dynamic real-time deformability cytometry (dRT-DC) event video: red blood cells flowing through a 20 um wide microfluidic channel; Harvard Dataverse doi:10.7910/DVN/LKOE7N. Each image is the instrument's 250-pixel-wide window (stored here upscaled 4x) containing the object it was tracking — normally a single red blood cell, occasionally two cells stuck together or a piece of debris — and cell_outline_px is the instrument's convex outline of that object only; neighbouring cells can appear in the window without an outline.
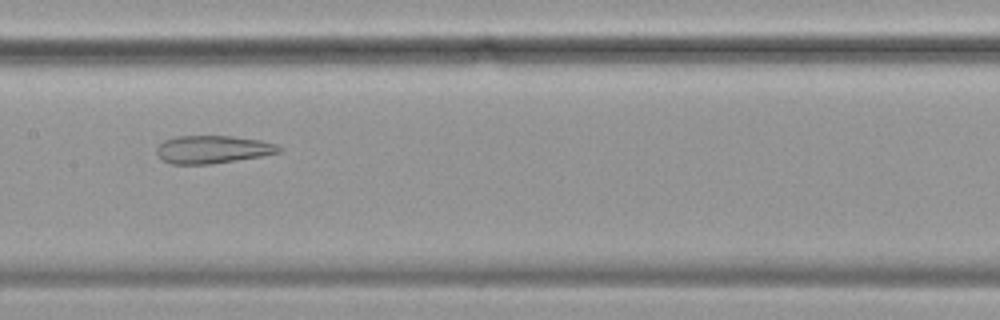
{"species": "common noctule bat (a hibernating species)", "species_latin": "Nyctalus noctula", "temperature_condition": "cold", "stored_images_in_passage": 46, "camera_frame_rate_fps": 3000, "um_per_image_px": 0.085, "animal": {"sex": "female", "body_mass_g": 19.9}, "frame": {"image": 1, "passage_image": 22, "time_ms": 7.0, "image_size_px": [1000, 320], "cell_outline_px": [[284, 148], [280, 152], [260, 156], [236, 160], [208, 164], [172, 164], [164, 160], [156, 152], [156, 148], [164, 140], [176, 136], [232, 136], [260, 140], [276, 144]], "centroid_in_image_um": [18.09, 12.69], "position_along_channel_um": 189.3, "area_um2": 19.71}}
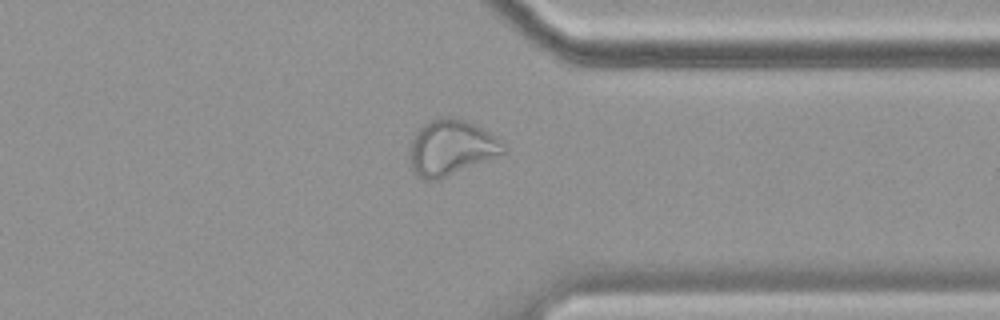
{"frame": {"image": 2, "passage_image": 38, "time_ms": 12.333, "image_size_px": [1000, 320], "cell_outline_px": [[504, 152], [440, 180], [424, 180], [412, 168], [408, 152], [412, 136], [424, 124], [440, 116], [452, 116], [464, 120], [496, 136], [504, 144]], "centroid_in_image_um": [38.29, 12.54], "position_along_channel_um": 373.1, "area_um2": 30.0}, "authors_computed_cell_mechanics": {"area_um2": 26.4435, "velocity_mm_per_s": 3.501, "shape_relaxation_time_tau1_ms": null, "shape_relaxation_time_tau2_ms": 2.4815, "deformation_change_tau1": null, "deformation_change_tau2": 0.1132}}